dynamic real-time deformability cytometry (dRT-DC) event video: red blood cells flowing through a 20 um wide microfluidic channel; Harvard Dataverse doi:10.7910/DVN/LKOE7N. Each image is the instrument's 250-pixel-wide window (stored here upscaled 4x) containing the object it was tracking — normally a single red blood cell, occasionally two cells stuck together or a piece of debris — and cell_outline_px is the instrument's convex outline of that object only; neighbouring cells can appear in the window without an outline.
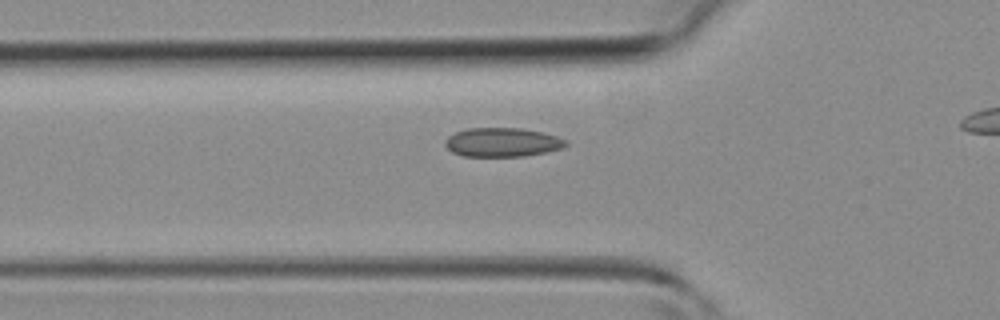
{"species": "common noctule bat (a hibernating species)", "species_latin": "Nyctalus noctula", "temperature_condition": "room temperature", "stored_images_in_passage": 29, "camera_frame_rate_fps": 3000, "um_per_image_px": 0.085, "animal": {"sex": "female", "body_mass_g": 19.3, "forearm_length_mm": 54.1}, "frame": {"image": 1, "passage_image": 9, "time_ms": 2.667, "image_size_px": [1000, 320], "cell_outline_px": [[568, 144], [560, 148], [544, 152], [524, 156], [464, 156], [452, 152], [444, 144], [444, 140], [448, 136], [456, 132], [468, 128], [520, 128], [544, 132], [568, 140]], "centroid_in_image_um": [42.69, 12.08], "position_along_channel_um": 83.1, "area_um2": 20.35}}
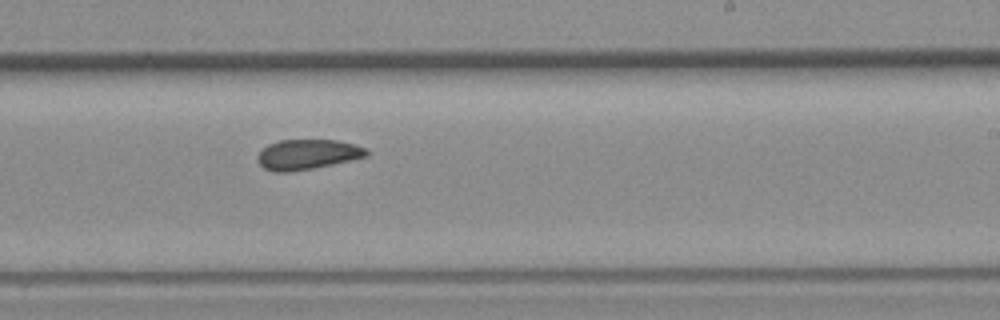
{"frame": {"image": 2, "passage_image": 20, "time_ms": 6.333, "image_size_px": [1000, 320], "cell_outline_px": [[368, 156], [332, 164], [312, 168], [288, 172], [276, 172], [264, 168], [260, 164], [260, 152], [268, 144], [280, 140], [336, 140], [352, 144], [364, 148], [368, 152]], "centroid_in_image_um": [26.14, 13.12], "position_along_channel_um": 262.9, "area_um2": 18.61}}
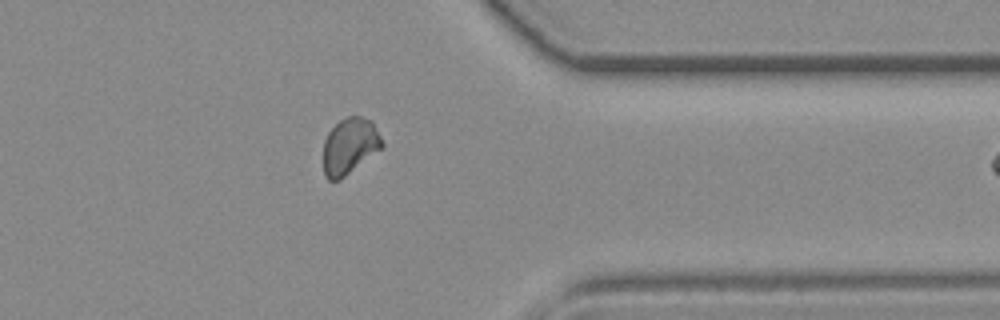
{"frame": {"image": 3, "passage_image": 28, "time_ms": 9.0, "image_size_px": [1000, 320], "cell_outline_px": [[384, 144], [380, 148], [340, 180], [328, 180], [324, 176], [324, 140], [328, 132], [340, 120], [348, 116], [360, 116], [372, 120]], "centroid_in_image_um": [29.7, 12.4], "position_along_channel_um": 381.7, "area_um2": 18.96}}